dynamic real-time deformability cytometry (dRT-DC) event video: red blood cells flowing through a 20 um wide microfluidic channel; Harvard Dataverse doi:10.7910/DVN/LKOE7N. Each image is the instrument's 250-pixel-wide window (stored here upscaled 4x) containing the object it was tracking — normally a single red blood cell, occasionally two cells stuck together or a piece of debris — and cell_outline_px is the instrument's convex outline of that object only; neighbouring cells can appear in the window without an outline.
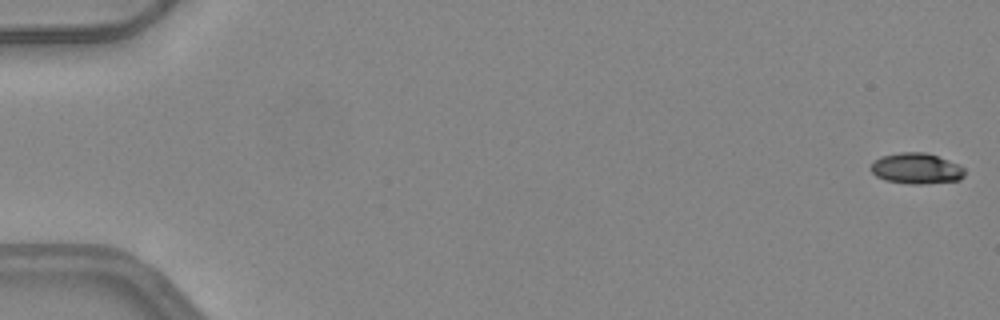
{"species": "common noctule bat (a hibernating species)", "species_latin": "Nyctalus noctula", "temperature_condition": "warm", "stored_images_in_passage": 50, "camera_frame_rate_fps": 3000, "um_per_image_px": 0.085, "animal": {"sex": "female", "body_mass_g": 24.6, "forearm_length_mm": 56.2}, "frame": {"image": 1, "passage_image": 1, "time_ms": 0.0, "image_size_px": [1000, 320], "cell_outline_px": [[964, 176], [960, 180], [924, 184], [912, 184], [884, 180], [876, 176], [868, 168], [880, 156], [900, 152], [924, 152], [960, 164], [964, 168]], "centroid_in_image_um": [77.89, 14.32], "position_along_channel_um": 7.1, "area_um2": 16.94}}
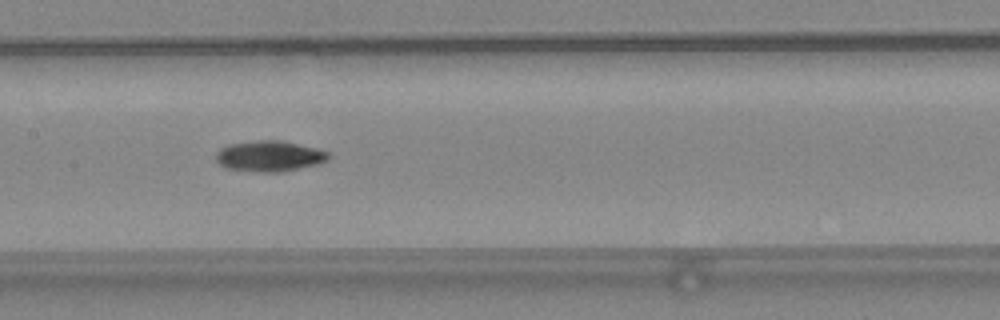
{"frame": {"image": 2, "passage_image": 26, "time_ms": 8.333, "image_size_px": [1000, 320], "cell_outline_px": [[328, 160], [320, 164], [276, 172], [252, 172], [224, 168], [216, 160], [216, 152], [220, 148], [228, 144], [256, 140], [272, 140], [296, 144], [316, 148], [328, 152]], "centroid_in_image_um": [22.84, 13.28], "position_along_channel_um": 184.6, "area_um2": 20.06}}
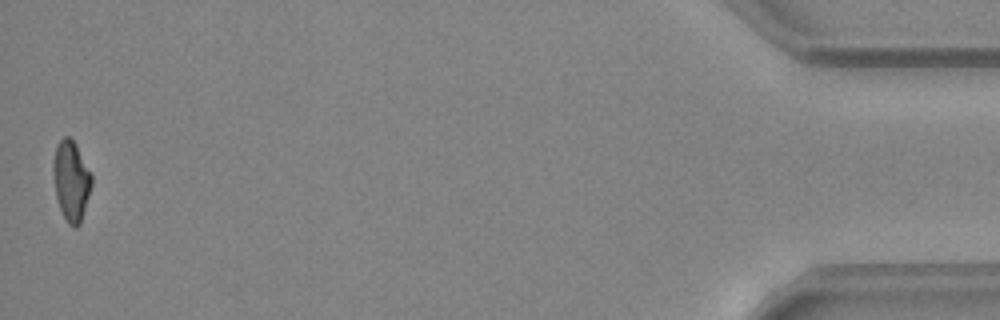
{"frame": {"image": 3, "passage_image": 50, "time_ms": 16.333, "image_size_px": [1000, 320], "cell_outline_px": [[92, 184], [80, 224], [76, 228], [72, 228], [68, 224], [60, 208], [56, 196], [52, 172], [52, 160], [56, 144], [64, 136], [68, 136], [76, 144], [92, 176]], "centroid_in_image_um": [6.03, 15.35], "position_along_channel_um": 429.2, "area_um2": 17.98}, "authors_computed_cell_mechanics": {"area_um2": 18.2359, "velocity_mm_per_s": 4.2095, "shape_relaxation_time_tau1_ms": 6.6055, "shape_relaxation_time_tau2_ms": 5.3794, "deformation_change_tau1": 0.1995, "deformation_change_tau2": 0.1451}}